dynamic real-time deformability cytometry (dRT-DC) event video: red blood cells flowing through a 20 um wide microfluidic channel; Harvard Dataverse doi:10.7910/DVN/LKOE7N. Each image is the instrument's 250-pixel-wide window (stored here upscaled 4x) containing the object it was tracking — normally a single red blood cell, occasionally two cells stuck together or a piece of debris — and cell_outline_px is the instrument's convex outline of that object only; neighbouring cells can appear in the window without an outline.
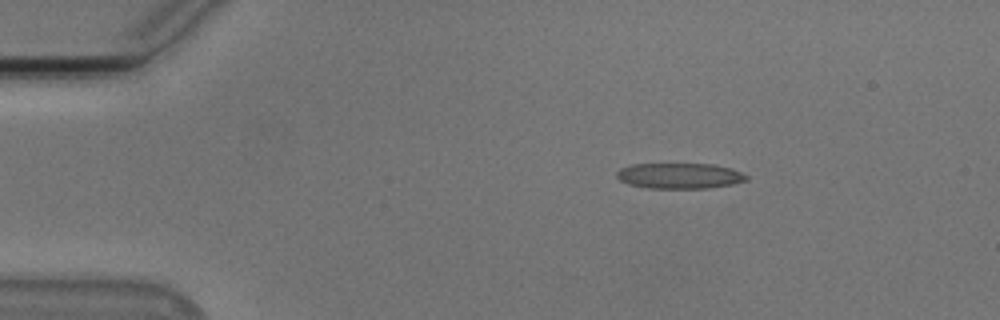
{"species": "Egyptian fruit bat (a non-hibernating species)", "species_latin": "Rousettus aegyptiacus", "temperature_condition": "cold", "stored_images_in_passage": 50, "camera_frame_rate_fps": 3000, "um_per_image_px": 0.085, "animal": {"sex": "male"}, "frame": {"image": 1, "passage_image": 5, "time_ms": 1.333, "image_size_px": [1000, 320], "cell_outline_px": [[748, 180], [732, 184], [708, 188], [648, 188], [628, 184], [620, 180], [616, 176], [616, 172], [620, 168], [632, 164], [712, 164], [732, 168], [748, 176]], "centroid_in_image_um": [57.75, 14.94], "position_along_channel_um": 27.2, "area_um2": 19.36}}
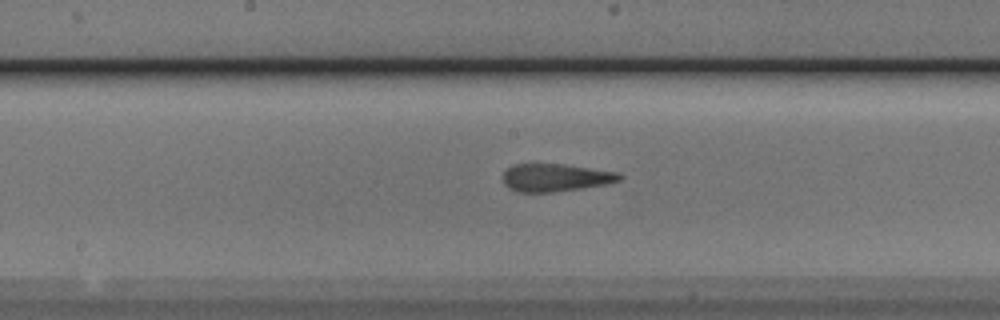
{"frame": {"image": 2, "passage_image": 24, "time_ms": 7.667, "image_size_px": [1000, 320], "cell_outline_px": [[624, 176], [620, 180], [608, 184], [584, 188], [552, 192], [516, 192], [508, 188], [504, 184], [504, 172], [512, 164], [564, 164], [620, 172]], "centroid_in_image_um": [47.25, 15.1], "position_along_channel_um": 200.9, "area_um2": 19.07}}
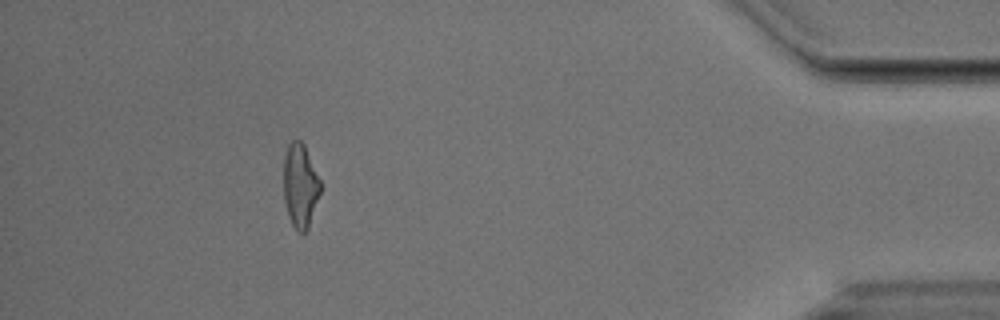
{"frame": {"image": 3, "passage_image": 45, "time_ms": 14.667, "image_size_px": [1000, 320], "cell_outline_px": [[320, 192], [308, 228], [304, 236], [292, 224], [288, 216], [284, 200], [284, 156], [288, 144], [292, 140], [300, 140], [304, 144], [320, 180]], "centroid_in_image_um": [25.51, 15.78], "position_along_channel_um": 409.7, "area_um2": 17.86}, "authors_computed_cell_mechanics": {"area_um2": 19.2185, "velocity_mm_per_s": 3.7695, "shape_relaxation_time_tau1_ms": 6.9329, "shape_relaxation_time_tau2_ms": 1.8046, "deformation_change_tau1": 0.1938, "deformation_change_tau2": 0.1009}}